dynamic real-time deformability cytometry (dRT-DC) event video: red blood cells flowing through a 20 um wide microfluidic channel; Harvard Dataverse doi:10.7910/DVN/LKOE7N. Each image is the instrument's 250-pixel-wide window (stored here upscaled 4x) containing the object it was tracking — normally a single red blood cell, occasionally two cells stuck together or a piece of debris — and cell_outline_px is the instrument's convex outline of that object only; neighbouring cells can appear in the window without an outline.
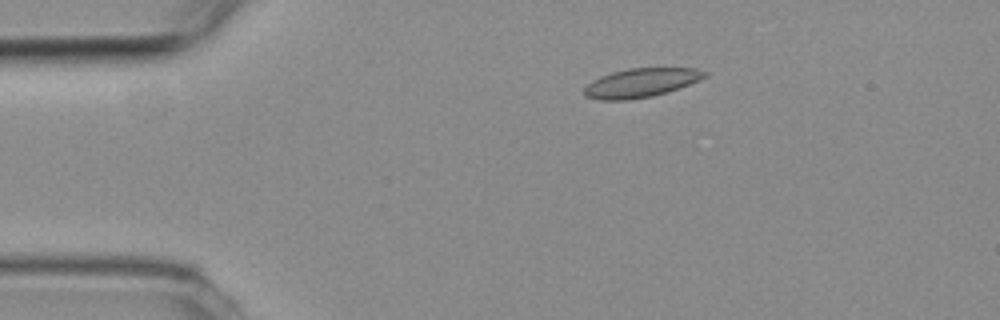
{"species": "common noctule bat (a hibernating species)", "species_latin": "Nyctalus noctula", "temperature_condition": "room temperature", "stored_images_in_passage": 7, "camera_frame_rate_fps": 3000, "um_per_image_px": 0.085, "animal": {"sex": "female", "body_mass_g": 19.3, "forearm_length_mm": 54.1}, "frame": {"image": 1, "passage_image": 3, "time_ms": 2.0, "image_size_px": [1000, 320], "cell_outline_px": [[708, 76], [700, 80], [652, 96], [628, 100], [600, 100], [584, 96], [584, 88], [592, 80], [600, 76], [612, 72], [628, 68], [696, 68], [708, 72]], "centroid_in_image_um": [54.46, 7.03], "position_along_channel_um": 30.5, "area_um2": 20.23}}
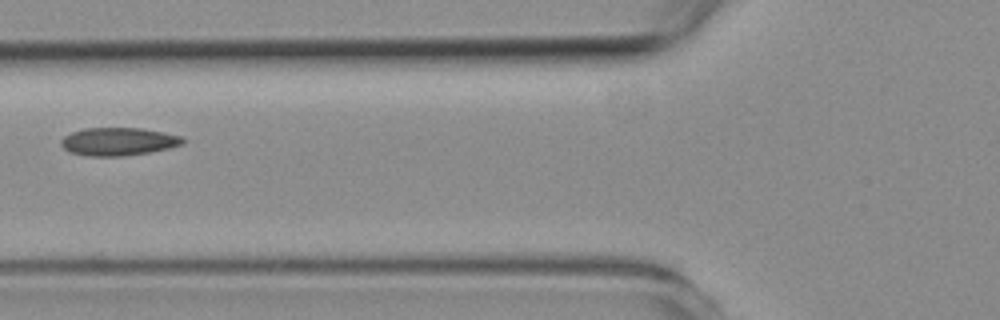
{"frame": {"image": 2, "passage_image": 6, "time_ms": 5.667, "image_size_px": [1000, 320], "cell_outline_px": [[188, 140], [184, 144], [168, 148], [148, 152], [124, 156], [88, 156], [68, 152], [60, 144], [60, 140], [64, 136], [72, 132], [84, 128], [144, 128], [184, 136]], "centroid_in_image_um": [10.09, 12.02], "position_along_channel_um": 115.7, "area_um2": 20.11}}
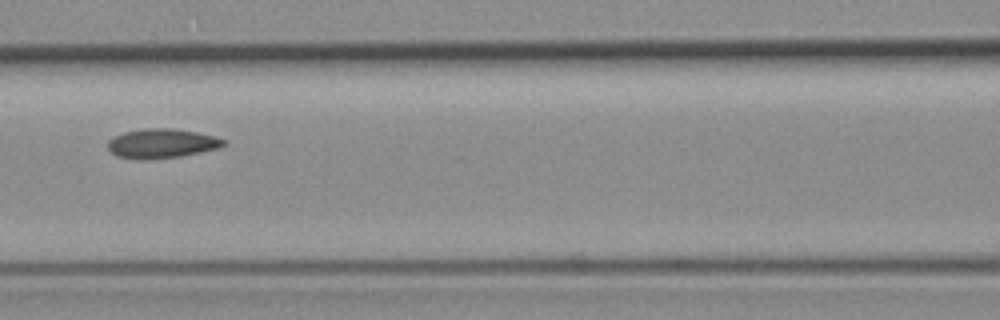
{"frame": {"image": 3, "passage_image": 7, "time_ms": 6.667, "image_size_px": [1000, 320], "cell_outline_px": [[228, 144], [216, 148], [200, 152], [180, 156], [148, 160], [116, 156], [108, 148], [108, 140], [112, 136], [124, 132], [144, 128], [172, 128], [196, 132], [216, 136], [224, 140]], "centroid_in_image_um": [13.73, 12.18], "position_along_channel_um": 152.9, "area_um2": 19.83}}